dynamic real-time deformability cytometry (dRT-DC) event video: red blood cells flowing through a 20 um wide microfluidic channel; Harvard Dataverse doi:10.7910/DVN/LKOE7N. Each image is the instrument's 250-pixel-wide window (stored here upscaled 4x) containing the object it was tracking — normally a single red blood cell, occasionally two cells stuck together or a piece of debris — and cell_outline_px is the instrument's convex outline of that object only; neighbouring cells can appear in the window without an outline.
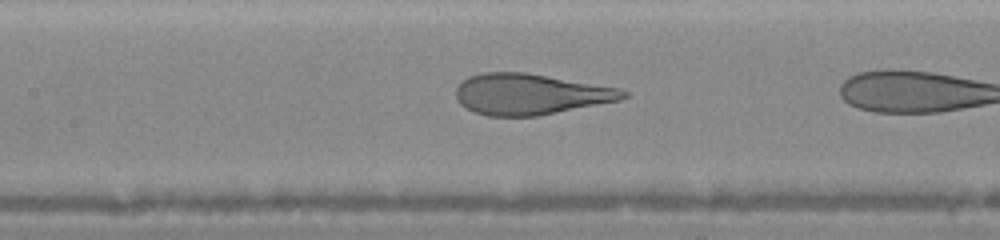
{"species": "human", "species_latin": "Homo sapiens", "temperature_condition": "warm", "stored_images_in_passage": 8, "camera_frame_rate_fps": 3000, "um_per_image_px": 0.085, "donor": {"sex": "female"}, "frame": {"image": 1, "passage_image": 5, "time_ms": 1.667, "image_size_px": [1000, 240], "cell_outline_px": [[628, 96], [620, 100], [536, 116], [488, 116], [472, 112], [460, 104], [456, 100], [456, 88], [468, 76], [480, 72], [524, 72], [620, 88], [628, 92]], "centroid_in_image_um": [45.04, 8.0], "position_along_channel_um": 162.4, "area_um2": 39.82}}